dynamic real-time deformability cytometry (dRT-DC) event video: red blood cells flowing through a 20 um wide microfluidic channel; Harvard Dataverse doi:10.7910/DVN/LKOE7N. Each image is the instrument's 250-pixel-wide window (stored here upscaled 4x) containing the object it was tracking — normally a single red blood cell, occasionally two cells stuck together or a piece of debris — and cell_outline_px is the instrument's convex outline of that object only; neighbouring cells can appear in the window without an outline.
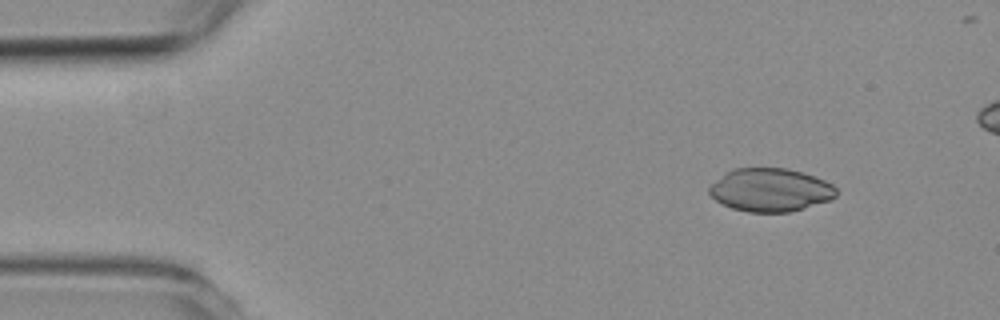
{"species": "common noctule bat (a hibernating species)", "species_latin": "Nyctalus noctula", "temperature_condition": "room temperature", "stored_images_in_passage": 5, "camera_frame_rate_fps": 3000, "um_per_image_px": 0.085, "animal": {"sex": "female", "body_mass_g": 19.3, "forearm_length_mm": 54.1}, "frame": {"image": 1, "passage_image": 1, "time_ms": 0.0, "image_size_px": [1000, 320], "cell_outline_px": [[836, 196], [832, 200], [804, 208], [788, 212], [748, 212], [732, 208], [716, 200], [708, 192], [708, 188], [724, 172], [732, 168], [788, 168], [824, 180], [832, 184], [836, 188]], "centroid_in_image_um": [65.47, 16.14], "position_along_channel_um": 19.5, "area_um2": 31.96}}